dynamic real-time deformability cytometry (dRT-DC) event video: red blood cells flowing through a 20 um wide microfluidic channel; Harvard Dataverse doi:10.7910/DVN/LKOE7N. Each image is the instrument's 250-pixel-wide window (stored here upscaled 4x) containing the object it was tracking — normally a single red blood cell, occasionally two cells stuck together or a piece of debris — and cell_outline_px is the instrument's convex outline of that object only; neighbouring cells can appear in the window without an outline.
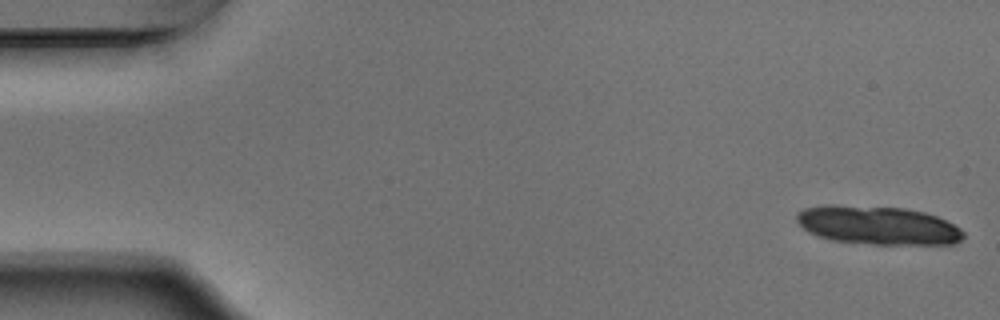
{"species": "Egyptian fruit bat (a non-hibernating species)", "species_latin": "Rousettus aegyptiacus", "temperature_condition": "warm", "stored_images_in_passage": 15, "camera_frame_rate_fps": 3000, "um_per_image_px": 0.085, "animal": {"sex": "male"}, "frame": {"image": 1, "passage_image": 1, "time_ms": 0.0, "image_size_px": [1000, 320], "cell_outline_px": [[964, 236], [960, 240], [952, 244], [872, 244], [836, 240], [820, 236], [804, 228], [796, 220], [796, 216], [804, 208], [824, 204], [836, 204], [904, 208], [924, 212], [936, 216], [960, 228], [964, 232]], "centroid_in_image_um": [74.62, 19.13], "position_along_channel_um": 10.4, "area_um2": 37.17}}